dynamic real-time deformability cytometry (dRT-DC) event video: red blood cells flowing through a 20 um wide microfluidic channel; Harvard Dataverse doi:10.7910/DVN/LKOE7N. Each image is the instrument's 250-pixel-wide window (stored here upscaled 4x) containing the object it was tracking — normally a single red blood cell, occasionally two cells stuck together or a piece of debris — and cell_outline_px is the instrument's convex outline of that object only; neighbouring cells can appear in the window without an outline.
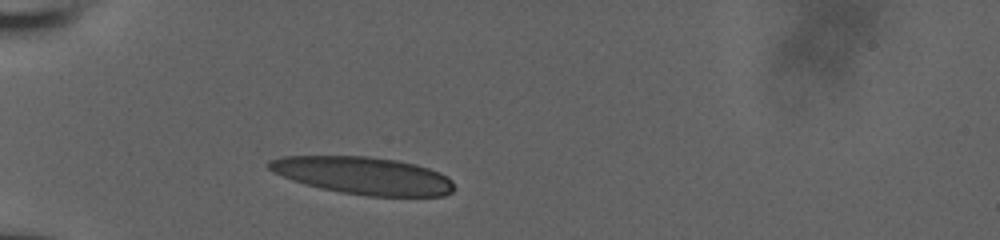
{"species": "human", "species_latin": "Homo sapiens", "temperature_condition": "room temperature", "stored_images_in_passage": 30, "camera_frame_rate_fps": 3000, "um_per_image_px": 0.085, "donor": {"sex": "male"}, "frame": {"image": 1, "passage_image": 1, "time_ms": 0.0, "image_size_px": [1000, 240], "cell_outline_px": [[452, 192], [444, 196], [368, 196], [340, 192], [320, 188], [292, 180], [272, 172], [268, 168], [268, 160], [280, 156], [368, 156], [396, 160], [416, 164], [440, 172], [448, 176], [452, 180]], "centroid_in_image_um": [30.86, 14.92], "position_along_channel_um": 54.1, "area_um2": 40.52}}
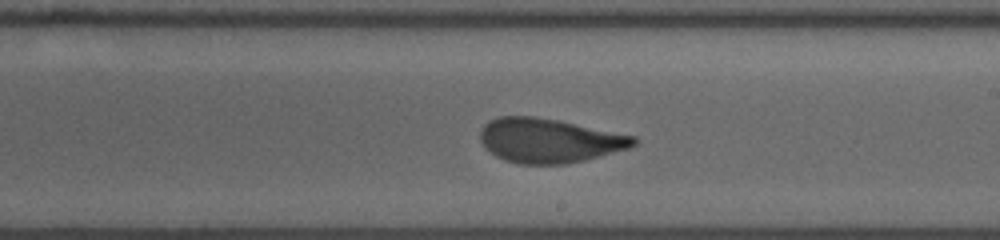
{"frame": {"image": 2, "passage_image": 17, "time_ms": 5.333, "image_size_px": [1000, 240], "cell_outline_px": [[640, 140], [632, 148], [584, 160], [564, 164], [520, 164], [504, 160], [496, 156], [484, 148], [480, 140], [480, 132], [484, 124], [488, 120], [500, 116], [536, 116], [560, 120], [636, 136]], "centroid_in_image_um": [46.7, 11.94], "position_along_channel_um": 242.3, "area_um2": 40.11}}
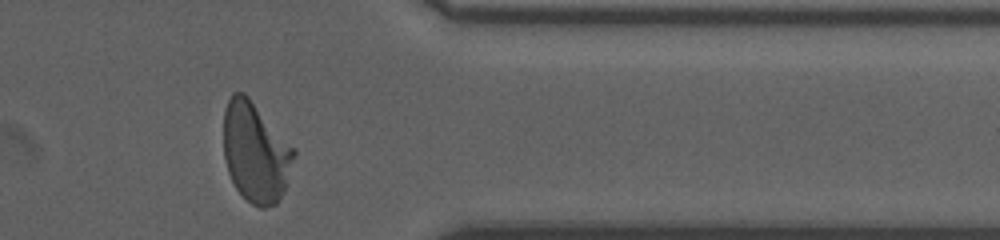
{"frame": {"image": 3, "passage_image": 29, "time_ms": 9.333, "image_size_px": [1000, 240], "cell_outline_px": [[296, 152], [284, 192], [280, 200], [276, 204], [264, 208], [260, 208], [252, 204], [236, 188], [228, 172], [224, 156], [224, 108], [232, 92], [244, 92], [248, 96], [296, 148]], "centroid_in_image_um": [21.74, 12.93], "position_along_channel_um": 389.7, "area_um2": 41.21}, "authors_computed_cell_mechanics": {"area_um2": 40.5756, "velocity_mm_per_s": 3.9228, "shape_relaxation_time_tau1_ms": 6.5299, "shape_relaxation_time_tau2_ms": 1.0479, "deformation_change_tau1": 0.2446, "deformation_change_tau2": 0.0822}}